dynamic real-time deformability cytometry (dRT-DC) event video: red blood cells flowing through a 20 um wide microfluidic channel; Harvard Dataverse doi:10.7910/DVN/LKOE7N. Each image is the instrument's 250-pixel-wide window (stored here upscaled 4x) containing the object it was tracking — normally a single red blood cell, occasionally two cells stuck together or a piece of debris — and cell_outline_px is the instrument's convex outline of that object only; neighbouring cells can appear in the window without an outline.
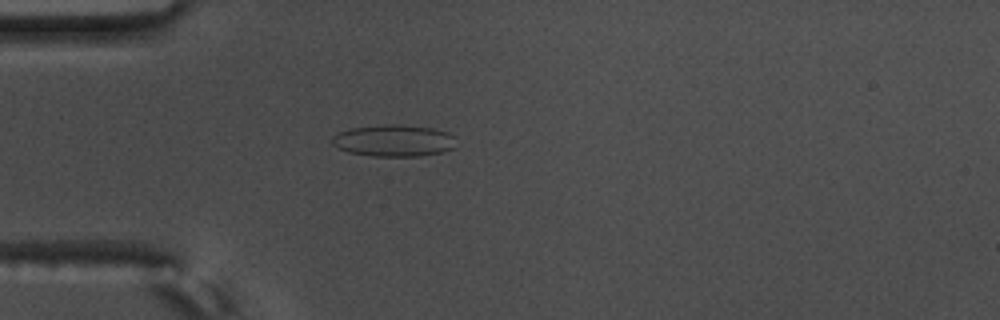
{"species": "common noctule bat (a hibernating species)", "species_latin": "Nyctalus noctula", "temperature_condition": "warm", "stored_images_in_passage": 57, "camera_frame_rate_fps": 3000, "um_per_image_px": 0.085, "animal": {"sex": "male", "body_mass_g": 17.5, "forearm_length_mm": 52.3}, "frame": {"image": 1, "passage_image": 17, "time_ms": 5.333, "image_size_px": [1000, 320], "cell_outline_px": [[452, 148], [444, 152], [420, 156], [372, 156], [348, 152], [336, 148], [332, 144], [332, 136], [340, 132], [352, 128], [388, 124], [396, 124], [432, 128], [448, 132], [452, 136]], "centroid_in_image_um": [33.42, 11.96], "position_along_channel_um": 51.6, "area_um2": 22.77}}
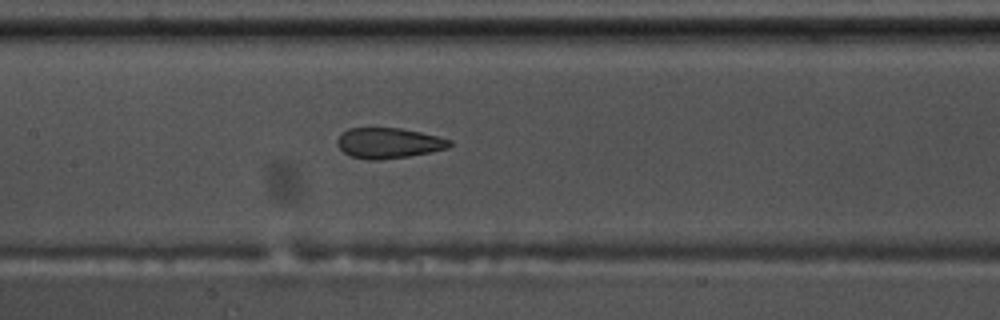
{"frame": {"image": 2, "passage_image": 28, "time_ms": 9.0, "image_size_px": [1000, 320], "cell_outline_px": [[452, 144], [448, 148], [408, 156], [380, 160], [368, 160], [352, 156], [344, 152], [336, 144], [336, 140], [348, 128], [400, 128], [420, 132], [452, 140]], "centroid_in_image_um": [33.02, 12.16], "position_along_channel_um": 174.4, "area_um2": 19.77}}
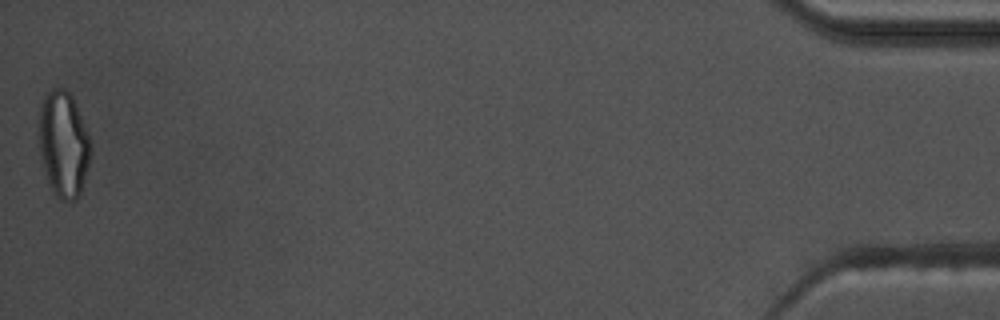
{"frame": {"image": 3, "passage_image": 57, "time_ms": 18.667, "image_size_px": [1000, 320], "cell_outline_px": [[92, 144], [88, 164], [80, 192], [76, 200], [60, 200], [56, 196], [48, 180], [36, 132], [36, 120], [40, 104], [44, 96], [52, 88], [64, 88], [72, 96], [88, 132]], "centroid_in_image_um": [5.37, 12.18], "position_along_channel_um": 429.8, "area_um2": 32.08}, "authors_computed_cell_mechanics": {"area_um2": 23.0622, "velocity_mm_per_s": 3.6324, "shape_relaxation_time_tau1_ms": null, "shape_relaxation_time_tau2_ms": 1.509, "deformation_change_tau1": null, "deformation_change_tau2": 0.0807}}